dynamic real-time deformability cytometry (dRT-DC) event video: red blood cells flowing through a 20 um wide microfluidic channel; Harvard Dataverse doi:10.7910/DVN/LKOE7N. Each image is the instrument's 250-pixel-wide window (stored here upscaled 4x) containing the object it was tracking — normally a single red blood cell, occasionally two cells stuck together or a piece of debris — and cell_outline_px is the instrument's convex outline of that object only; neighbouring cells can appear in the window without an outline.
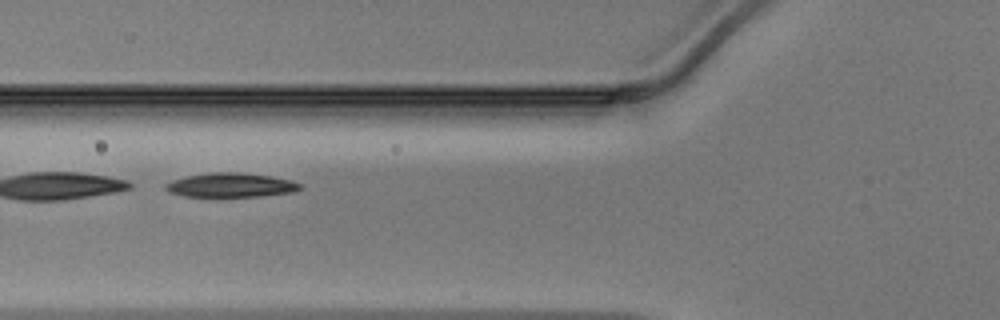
{"species": "Egyptian fruit bat (a non-hibernating species)", "species_latin": "Rousettus aegyptiacus", "temperature_condition": "warm", "stored_images_in_passage": 35, "camera_frame_rate_fps": 3000, "um_per_image_px": 0.085, "animal": {"sex": "male"}, "frame": {"image": 1, "passage_image": 8, "time_ms": 2.333, "image_size_px": [1000, 320], "cell_outline_px": [[300, 188], [296, 192], [260, 196], [184, 196], [168, 192], [164, 188], [164, 184], [172, 180], [188, 176], [208, 172], [240, 172], [272, 176], [292, 180], [300, 184]], "centroid_in_image_um": [19.61, 15.72], "position_along_channel_um": 106.2, "area_um2": 19.02}}
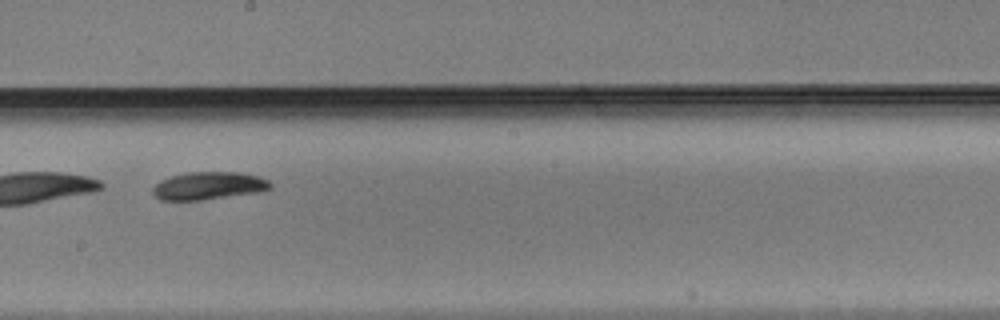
{"frame": {"image": 2, "passage_image": 17, "time_ms": 5.333, "image_size_px": [1000, 320], "cell_outline_px": [[272, 188], [264, 192], [200, 200], [160, 200], [152, 192], [152, 188], [160, 180], [172, 176], [188, 172], [240, 172], [256, 176], [268, 180], [272, 184]], "centroid_in_image_um": [17.77, 15.79], "position_along_channel_um": 230.4, "area_um2": 19.13}}
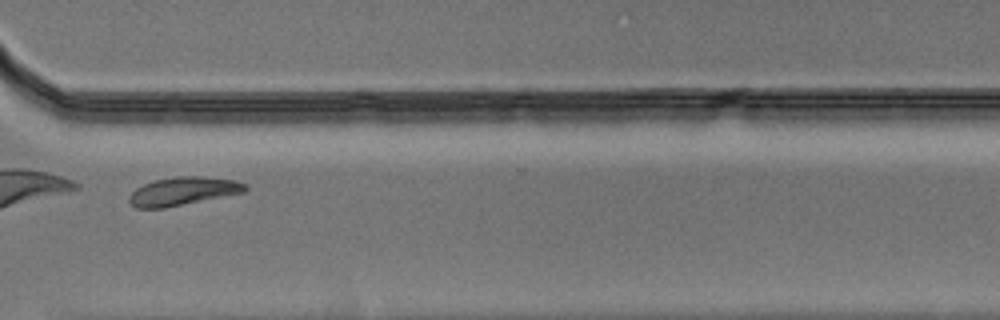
{"frame": {"image": 3, "passage_image": 26, "time_ms": 8.333, "image_size_px": [1000, 320], "cell_outline_px": [[248, 188], [244, 192], [164, 208], [136, 208], [128, 200], [128, 196], [136, 188], [144, 184], [156, 180], [176, 176], [200, 176], [236, 180], [248, 184]], "centroid_in_image_um": [15.57, 16.24], "position_along_channel_um": 355.0, "area_um2": 19.02}}